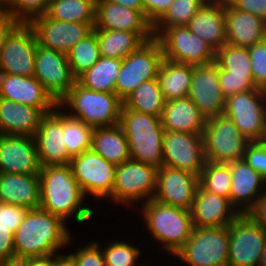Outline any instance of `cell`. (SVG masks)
<instances>
[{
    "instance_id": "cell-1",
    "label": "cell",
    "mask_w": 266,
    "mask_h": 266,
    "mask_svg": "<svg viewBox=\"0 0 266 266\" xmlns=\"http://www.w3.org/2000/svg\"><path fill=\"white\" fill-rule=\"evenodd\" d=\"M40 208L65 219L74 215L75 222L84 223L94 212L83 206L85 194L72 174L69 164L40 168Z\"/></svg>"
},
{
    "instance_id": "cell-2",
    "label": "cell",
    "mask_w": 266,
    "mask_h": 266,
    "mask_svg": "<svg viewBox=\"0 0 266 266\" xmlns=\"http://www.w3.org/2000/svg\"><path fill=\"white\" fill-rule=\"evenodd\" d=\"M64 221L42 208L29 209L14 233L16 257H40L55 254L70 241Z\"/></svg>"
},
{
    "instance_id": "cell-3",
    "label": "cell",
    "mask_w": 266,
    "mask_h": 266,
    "mask_svg": "<svg viewBox=\"0 0 266 266\" xmlns=\"http://www.w3.org/2000/svg\"><path fill=\"white\" fill-rule=\"evenodd\" d=\"M119 125L126 136L130 159L159 168L163 166V137L161 117L121 109Z\"/></svg>"
},
{
    "instance_id": "cell-4",
    "label": "cell",
    "mask_w": 266,
    "mask_h": 266,
    "mask_svg": "<svg viewBox=\"0 0 266 266\" xmlns=\"http://www.w3.org/2000/svg\"><path fill=\"white\" fill-rule=\"evenodd\" d=\"M143 218L149 233L174 255L190 238L193 230L191 212L151 199L143 205Z\"/></svg>"
},
{
    "instance_id": "cell-5",
    "label": "cell",
    "mask_w": 266,
    "mask_h": 266,
    "mask_svg": "<svg viewBox=\"0 0 266 266\" xmlns=\"http://www.w3.org/2000/svg\"><path fill=\"white\" fill-rule=\"evenodd\" d=\"M58 104L75 112L67 114L70 117L97 128L119 124L123 101L115 93L93 91L76 82Z\"/></svg>"
},
{
    "instance_id": "cell-6",
    "label": "cell",
    "mask_w": 266,
    "mask_h": 266,
    "mask_svg": "<svg viewBox=\"0 0 266 266\" xmlns=\"http://www.w3.org/2000/svg\"><path fill=\"white\" fill-rule=\"evenodd\" d=\"M174 255L189 266H228V226L193 227L190 238Z\"/></svg>"
},
{
    "instance_id": "cell-7",
    "label": "cell",
    "mask_w": 266,
    "mask_h": 266,
    "mask_svg": "<svg viewBox=\"0 0 266 266\" xmlns=\"http://www.w3.org/2000/svg\"><path fill=\"white\" fill-rule=\"evenodd\" d=\"M163 59V49L157 38L143 43L122 60L115 94L123 101L142 82L157 79Z\"/></svg>"
},
{
    "instance_id": "cell-8",
    "label": "cell",
    "mask_w": 266,
    "mask_h": 266,
    "mask_svg": "<svg viewBox=\"0 0 266 266\" xmlns=\"http://www.w3.org/2000/svg\"><path fill=\"white\" fill-rule=\"evenodd\" d=\"M203 140L206 161L215 163L242 160L251 142L225 115L207 119Z\"/></svg>"
},
{
    "instance_id": "cell-9",
    "label": "cell",
    "mask_w": 266,
    "mask_h": 266,
    "mask_svg": "<svg viewBox=\"0 0 266 266\" xmlns=\"http://www.w3.org/2000/svg\"><path fill=\"white\" fill-rule=\"evenodd\" d=\"M265 102L262 88L239 92L226 97L223 115L231 119L250 141H263L266 133Z\"/></svg>"
},
{
    "instance_id": "cell-10",
    "label": "cell",
    "mask_w": 266,
    "mask_h": 266,
    "mask_svg": "<svg viewBox=\"0 0 266 266\" xmlns=\"http://www.w3.org/2000/svg\"><path fill=\"white\" fill-rule=\"evenodd\" d=\"M158 168L132 159L116 166L112 194L109 196L117 203L126 205L154 198Z\"/></svg>"
},
{
    "instance_id": "cell-11",
    "label": "cell",
    "mask_w": 266,
    "mask_h": 266,
    "mask_svg": "<svg viewBox=\"0 0 266 266\" xmlns=\"http://www.w3.org/2000/svg\"><path fill=\"white\" fill-rule=\"evenodd\" d=\"M228 266H259L266 230L247 214L228 225Z\"/></svg>"
},
{
    "instance_id": "cell-12",
    "label": "cell",
    "mask_w": 266,
    "mask_h": 266,
    "mask_svg": "<svg viewBox=\"0 0 266 266\" xmlns=\"http://www.w3.org/2000/svg\"><path fill=\"white\" fill-rule=\"evenodd\" d=\"M157 39L160 41L164 58L173 62L194 66L215 62L216 51L187 26L166 28Z\"/></svg>"
},
{
    "instance_id": "cell-13",
    "label": "cell",
    "mask_w": 266,
    "mask_h": 266,
    "mask_svg": "<svg viewBox=\"0 0 266 266\" xmlns=\"http://www.w3.org/2000/svg\"><path fill=\"white\" fill-rule=\"evenodd\" d=\"M37 38L28 23H19L0 50V73L34 76Z\"/></svg>"
},
{
    "instance_id": "cell-14",
    "label": "cell",
    "mask_w": 266,
    "mask_h": 266,
    "mask_svg": "<svg viewBox=\"0 0 266 266\" xmlns=\"http://www.w3.org/2000/svg\"><path fill=\"white\" fill-rule=\"evenodd\" d=\"M69 165L85 196L89 193L96 199H106L112 194L117 165L92 150L72 157Z\"/></svg>"
},
{
    "instance_id": "cell-15",
    "label": "cell",
    "mask_w": 266,
    "mask_h": 266,
    "mask_svg": "<svg viewBox=\"0 0 266 266\" xmlns=\"http://www.w3.org/2000/svg\"><path fill=\"white\" fill-rule=\"evenodd\" d=\"M34 77L59 103L77 82L67 54L37 45Z\"/></svg>"
},
{
    "instance_id": "cell-16",
    "label": "cell",
    "mask_w": 266,
    "mask_h": 266,
    "mask_svg": "<svg viewBox=\"0 0 266 266\" xmlns=\"http://www.w3.org/2000/svg\"><path fill=\"white\" fill-rule=\"evenodd\" d=\"M205 163L203 134L165 131L163 165L199 176Z\"/></svg>"
},
{
    "instance_id": "cell-17",
    "label": "cell",
    "mask_w": 266,
    "mask_h": 266,
    "mask_svg": "<svg viewBox=\"0 0 266 266\" xmlns=\"http://www.w3.org/2000/svg\"><path fill=\"white\" fill-rule=\"evenodd\" d=\"M34 30L38 45L67 54L94 29V23L65 22L46 13L28 23Z\"/></svg>"
},
{
    "instance_id": "cell-18",
    "label": "cell",
    "mask_w": 266,
    "mask_h": 266,
    "mask_svg": "<svg viewBox=\"0 0 266 266\" xmlns=\"http://www.w3.org/2000/svg\"><path fill=\"white\" fill-rule=\"evenodd\" d=\"M198 186V175L163 165L157 171L156 191L153 199L190 211Z\"/></svg>"
},
{
    "instance_id": "cell-19",
    "label": "cell",
    "mask_w": 266,
    "mask_h": 266,
    "mask_svg": "<svg viewBox=\"0 0 266 266\" xmlns=\"http://www.w3.org/2000/svg\"><path fill=\"white\" fill-rule=\"evenodd\" d=\"M63 107L48 112L35 132L34 138L40 167L67 165L71 157L66 150L63 134Z\"/></svg>"
},
{
    "instance_id": "cell-20",
    "label": "cell",
    "mask_w": 266,
    "mask_h": 266,
    "mask_svg": "<svg viewBox=\"0 0 266 266\" xmlns=\"http://www.w3.org/2000/svg\"><path fill=\"white\" fill-rule=\"evenodd\" d=\"M188 97L206 119L223 115L226 97L221 92L216 62L194 66Z\"/></svg>"
},
{
    "instance_id": "cell-21",
    "label": "cell",
    "mask_w": 266,
    "mask_h": 266,
    "mask_svg": "<svg viewBox=\"0 0 266 266\" xmlns=\"http://www.w3.org/2000/svg\"><path fill=\"white\" fill-rule=\"evenodd\" d=\"M94 29L136 32L145 41L154 38L153 25L146 18L144 11L103 0L96 1Z\"/></svg>"
},
{
    "instance_id": "cell-22",
    "label": "cell",
    "mask_w": 266,
    "mask_h": 266,
    "mask_svg": "<svg viewBox=\"0 0 266 266\" xmlns=\"http://www.w3.org/2000/svg\"><path fill=\"white\" fill-rule=\"evenodd\" d=\"M34 136L0 134V173L39 174Z\"/></svg>"
},
{
    "instance_id": "cell-23",
    "label": "cell",
    "mask_w": 266,
    "mask_h": 266,
    "mask_svg": "<svg viewBox=\"0 0 266 266\" xmlns=\"http://www.w3.org/2000/svg\"><path fill=\"white\" fill-rule=\"evenodd\" d=\"M193 227H224L240 213L228 198L211 193L198 186L191 207Z\"/></svg>"
},
{
    "instance_id": "cell-24",
    "label": "cell",
    "mask_w": 266,
    "mask_h": 266,
    "mask_svg": "<svg viewBox=\"0 0 266 266\" xmlns=\"http://www.w3.org/2000/svg\"><path fill=\"white\" fill-rule=\"evenodd\" d=\"M0 98L34 108H56L59 105L34 76L0 73Z\"/></svg>"
},
{
    "instance_id": "cell-25",
    "label": "cell",
    "mask_w": 266,
    "mask_h": 266,
    "mask_svg": "<svg viewBox=\"0 0 266 266\" xmlns=\"http://www.w3.org/2000/svg\"><path fill=\"white\" fill-rule=\"evenodd\" d=\"M186 26L217 51L227 43L225 0H207Z\"/></svg>"
},
{
    "instance_id": "cell-26",
    "label": "cell",
    "mask_w": 266,
    "mask_h": 266,
    "mask_svg": "<svg viewBox=\"0 0 266 266\" xmlns=\"http://www.w3.org/2000/svg\"><path fill=\"white\" fill-rule=\"evenodd\" d=\"M229 164L231 171L230 202L240 214H247L263 193L260 190L265 188L263 186L266 179L243 159L232 161ZM242 206L243 208H241Z\"/></svg>"
},
{
    "instance_id": "cell-27",
    "label": "cell",
    "mask_w": 266,
    "mask_h": 266,
    "mask_svg": "<svg viewBox=\"0 0 266 266\" xmlns=\"http://www.w3.org/2000/svg\"><path fill=\"white\" fill-rule=\"evenodd\" d=\"M55 108H34L0 98V134L34 136L43 117Z\"/></svg>"
},
{
    "instance_id": "cell-28",
    "label": "cell",
    "mask_w": 266,
    "mask_h": 266,
    "mask_svg": "<svg viewBox=\"0 0 266 266\" xmlns=\"http://www.w3.org/2000/svg\"><path fill=\"white\" fill-rule=\"evenodd\" d=\"M227 44L250 47L266 39V21L234 8L225 0Z\"/></svg>"
},
{
    "instance_id": "cell-29",
    "label": "cell",
    "mask_w": 266,
    "mask_h": 266,
    "mask_svg": "<svg viewBox=\"0 0 266 266\" xmlns=\"http://www.w3.org/2000/svg\"><path fill=\"white\" fill-rule=\"evenodd\" d=\"M0 202L40 208L39 174L0 173Z\"/></svg>"
},
{
    "instance_id": "cell-30",
    "label": "cell",
    "mask_w": 266,
    "mask_h": 266,
    "mask_svg": "<svg viewBox=\"0 0 266 266\" xmlns=\"http://www.w3.org/2000/svg\"><path fill=\"white\" fill-rule=\"evenodd\" d=\"M165 131L203 134L207 119L189 98L165 102L161 117Z\"/></svg>"
},
{
    "instance_id": "cell-31",
    "label": "cell",
    "mask_w": 266,
    "mask_h": 266,
    "mask_svg": "<svg viewBox=\"0 0 266 266\" xmlns=\"http://www.w3.org/2000/svg\"><path fill=\"white\" fill-rule=\"evenodd\" d=\"M91 150L115 165L130 159L128 142L119 124L94 128Z\"/></svg>"
},
{
    "instance_id": "cell-32",
    "label": "cell",
    "mask_w": 266,
    "mask_h": 266,
    "mask_svg": "<svg viewBox=\"0 0 266 266\" xmlns=\"http://www.w3.org/2000/svg\"><path fill=\"white\" fill-rule=\"evenodd\" d=\"M194 65L163 59L157 76L165 101L188 97Z\"/></svg>"
},
{
    "instance_id": "cell-33",
    "label": "cell",
    "mask_w": 266,
    "mask_h": 266,
    "mask_svg": "<svg viewBox=\"0 0 266 266\" xmlns=\"http://www.w3.org/2000/svg\"><path fill=\"white\" fill-rule=\"evenodd\" d=\"M97 34L100 56L123 60L146 41L136 32L93 29Z\"/></svg>"
},
{
    "instance_id": "cell-34",
    "label": "cell",
    "mask_w": 266,
    "mask_h": 266,
    "mask_svg": "<svg viewBox=\"0 0 266 266\" xmlns=\"http://www.w3.org/2000/svg\"><path fill=\"white\" fill-rule=\"evenodd\" d=\"M121 64V59L100 56L89 70L77 78V82L93 91L115 93V83Z\"/></svg>"
},
{
    "instance_id": "cell-35",
    "label": "cell",
    "mask_w": 266,
    "mask_h": 266,
    "mask_svg": "<svg viewBox=\"0 0 266 266\" xmlns=\"http://www.w3.org/2000/svg\"><path fill=\"white\" fill-rule=\"evenodd\" d=\"M165 99L157 79L142 82L124 100L122 109L162 117Z\"/></svg>"
},
{
    "instance_id": "cell-36",
    "label": "cell",
    "mask_w": 266,
    "mask_h": 266,
    "mask_svg": "<svg viewBox=\"0 0 266 266\" xmlns=\"http://www.w3.org/2000/svg\"><path fill=\"white\" fill-rule=\"evenodd\" d=\"M97 0H49L46 14L60 21L94 23Z\"/></svg>"
},
{
    "instance_id": "cell-37",
    "label": "cell",
    "mask_w": 266,
    "mask_h": 266,
    "mask_svg": "<svg viewBox=\"0 0 266 266\" xmlns=\"http://www.w3.org/2000/svg\"><path fill=\"white\" fill-rule=\"evenodd\" d=\"M99 58V43L94 30L75 44L67 53L68 62L76 78L89 70Z\"/></svg>"
},
{
    "instance_id": "cell-38",
    "label": "cell",
    "mask_w": 266,
    "mask_h": 266,
    "mask_svg": "<svg viewBox=\"0 0 266 266\" xmlns=\"http://www.w3.org/2000/svg\"><path fill=\"white\" fill-rule=\"evenodd\" d=\"M207 0H174L165 14L153 25L157 38L166 28L186 26Z\"/></svg>"
},
{
    "instance_id": "cell-39",
    "label": "cell",
    "mask_w": 266,
    "mask_h": 266,
    "mask_svg": "<svg viewBox=\"0 0 266 266\" xmlns=\"http://www.w3.org/2000/svg\"><path fill=\"white\" fill-rule=\"evenodd\" d=\"M215 62L227 71V76L252 77L248 47L225 44L215 54Z\"/></svg>"
},
{
    "instance_id": "cell-40",
    "label": "cell",
    "mask_w": 266,
    "mask_h": 266,
    "mask_svg": "<svg viewBox=\"0 0 266 266\" xmlns=\"http://www.w3.org/2000/svg\"><path fill=\"white\" fill-rule=\"evenodd\" d=\"M93 127L79 119L64 114L63 111V134L68 155L72 158L82 152L91 150Z\"/></svg>"
},
{
    "instance_id": "cell-41",
    "label": "cell",
    "mask_w": 266,
    "mask_h": 266,
    "mask_svg": "<svg viewBox=\"0 0 266 266\" xmlns=\"http://www.w3.org/2000/svg\"><path fill=\"white\" fill-rule=\"evenodd\" d=\"M199 186L230 200L231 171L229 163L206 161L199 175Z\"/></svg>"
},
{
    "instance_id": "cell-42",
    "label": "cell",
    "mask_w": 266,
    "mask_h": 266,
    "mask_svg": "<svg viewBox=\"0 0 266 266\" xmlns=\"http://www.w3.org/2000/svg\"><path fill=\"white\" fill-rule=\"evenodd\" d=\"M103 249L102 253L106 266H137L135 263L140 256V250L138 248L123 241H117L107 245Z\"/></svg>"
},
{
    "instance_id": "cell-43",
    "label": "cell",
    "mask_w": 266,
    "mask_h": 266,
    "mask_svg": "<svg viewBox=\"0 0 266 266\" xmlns=\"http://www.w3.org/2000/svg\"><path fill=\"white\" fill-rule=\"evenodd\" d=\"M49 0H13L12 17L19 23H29L33 18L45 14Z\"/></svg>"
},
{
    "instance_id": "cell-44",
    "label": "cell",
    "mask_w": 266,
    "mask_h": 266,
    "mask_svg": "<svg viewBox=\"0 0 266 266\" xmlns=\"http://www.w3.org/2000/svg\"><path fill=\"white\" fill-rule=\"evenodd\" d=\"M251 60V72L254 84L266 88V39L248 47Z\"/></svg>"
},
{
    "instance_id": "cell-45",
    "label": "cell",
    "mask_w": 266,
    "mask_h": 266,
    "mask_svg": "<svg viewBox=\"0 0 266 266\" xmlns=\"http://www.w3.org/2000/svg\"><path fill=\"white\" fill-rule=\"evenodd\" d=\"M218 71L221 92L225 97L257 88L252 77L227 76V71L219 65Z\"/></svg>"
},
{
    "instance_id": "cell-46",
    "label": "cell",
    "mask_w": 266,
    "mask_h": 266,
    "mask_svg": "<svg viewBox=\"0 0 266 266\" xmlns=\"http://www.w3.org/2000/svg\"><path fill=\"white\" fill-rule=\"evenodd\" d=\"M243 160L266 179V144L263 141H251Z\"/></svg>"
},
{
    "instance_id": "cell-47",
    "label": "cell",
    "mask_w": 266,
    "mask_h": 266,
    "mask_svg": "<svg viewBox=\"0 0 266 266\" xmlns=\"http://www.w3.org/2000/svg\"><path fill=\"white\" fill-rule=\"evenodd\" d=\"M28 208L0 202V227H7L15 233L23 221Z\"/></svg>"
},
{
    "instance_id": "cell-48",
    "label": "cell",
    "mask_w": 266,
    "mask_h": 266,
    "mask_svg": "<svg viewBox=\"0 0 266 266\" xmlns=\"http://www.w3.org/2000/svg\"><path fill=\"white\" fill-rule=\"evenodd\" d=\"M71 255L78 266H106L102 250L99 249V243L94 241Z\"/></svg>"
},
{
    "instance_id": "cell-49",
    "label": "cell",
    "mask_w": 266,
    "mask_h": 266,
    "mask_svg": "<svg viewBox=\"0 0 266 266\" xmlns=\"http://www.w3.org/2000/svg\"><path fill=\"white\" fill-rule=\"evenodd\" d=\"M148 21L154 25L167 11L174 0H141Z\"/></svg>"
},
{
    "instance_id": "cell-50",
    "label": "cell",
    "mask_w": 266,
    "mask_h": 266,
    "mask_svg": "<svg viewBox=\"0 0 266 266\" xmlns=\"http://www.w3.org/2000/svg\"><path fill=\"white\" fill-rule=\"evenodd\" d=\"M234 8L249 12L266 21V0H227Z\"/></svg>"
},
{
    "instance_id": "cell-51",
    "label": "cell",
    "mask_w": 266,
    "mask_h": 266,
    "mask_svg": "<svg viewBox=\"0 0 266 266\" xmlns=\"http://www.w3.org/2000/svg\"><path fill=\"white\" fill-rule=\"evenodd\" d=\"M14 256V233L7 227H0V262Z\"/></svg>"
},
{
    "instance_id": "cell-52",
    "label": "cell",
    "mask_w": 266,
    "mask_h": 266,
    "mask_svg": "<svg viewBox=\"0 0 266 266\" xmlns=\"http://www.w3.org/2000/svg\"><path fill=\"white\" fill-rule=\"evenodd\" d=\"M247 215L266 230V190L258 197Z\"/></svg>"
},
{
    "instance_id": "cell-53",
    "label": "cell",
    "mask_w": 266,
    "mask_h": 266,
    "mask_svg": "<svg viewBox=\"0 0 266 266\" xmlns=\"http://www.w3.org/2000/svg\"><path fill=\"white\" fill-rule=\"evenodd\" d=\"M19 24L8 12L0 15V50L2 49L7 36Z\"/></svg>"
},
{
    "instance_id": "cell-54",
    "label": "cell",
    "mask_w": 266,
    "mask_h": 266,
    "mask_svg": "<svg viewBox=\"0 0 266 266\" xmlns=\"http://www.w3.org/2000/svg\"><path fill=\"white\" fill-rule=\"evenodd\" d=\"M28 266H54V254L28 258Z\"/></svg>"
},
{
    "instance_id": "cell-55",
    "label": "cell",
    "mask_w": 266,
    "mask_h": 266,
    "mask_svg": "<svg viewBox=\"0 0 266 266\" xmlns=\"http://www.w3.org/2000/svg\"><path fill=\"white\" fill-rule=\"evenodd\" d=\"M103 1L110 2L113 4L123 5L127 8L137 11H144V6L141 0H103Z\"/></svg>"
},
{
    "instance_id": "cell-56",
    "label": "cell",
    "mask_w": 266,
    "mask_h": 266,
    "mask_svg": "<svg viewBox=\"0 0 266 266\" xmlns=\"http://www.w3.org/2000/svg\"><path fill=\"white\" fill-rule=\"evenodd\" d=\"M54 266H78L74 257L69 255L54 254Z\"/></svg>"
},
{
    "instance_id": "cell-57",
    "label": "cell",
    "mask_w": 266,
    "mask_h": 266,
    "mask_svg": "<svg viewBox=\"0 0 266 266\" xmlns=\"http://www.w3.org/2000/svg\"><path fill=\"white\" fill-rule=\"evenodd\" d=\"M0 266H28V258L14 256L1 261Z\"/></svg>"
},
{
    "instance_id": "cell-58",
    "label": "cell",
    "mask_w": 266,
    "mask_h": 266,
    "mask_svg": "<svg viewBox=\"0 0 266 266\" xmlns=\"http://www.w3.org/2000/svg\"><path fill=\"white\" fill-rule=\"evenodd\" d=\"M12 1L13 0H0V10L2 12H8L11 16H12Z\"/></svg>"
},
{
    "instance_id": "cell-59",
    "label": "cell",
    "mask_w": 266,
    "mask_h": 266,
    "mask_svg": "<svg viewBox=\"0 0 266 266\" xmlns=\"http://www.w3.org/2000/svg\"><path fill=\"white\" fill-rule=\"evenodd\" d=\"M259 266H266V237H265L264 248L261 254Z\"/></svg>"
},
{
    "instance_id": "cell-60",
    "label": "cell",
    "mask_w": 266,
    "mask_h": 266,
    "mask_svg": "<svg viewBox=\"0 0 266 266\" xmlns=\"http://www.w3.org/2000/svg\"><path fill=\"white\" fill-rule=\"evenodd\" d=\"M263 142L266 144V133H265V137H264Z\"/></svg>"
}]
</instances>
